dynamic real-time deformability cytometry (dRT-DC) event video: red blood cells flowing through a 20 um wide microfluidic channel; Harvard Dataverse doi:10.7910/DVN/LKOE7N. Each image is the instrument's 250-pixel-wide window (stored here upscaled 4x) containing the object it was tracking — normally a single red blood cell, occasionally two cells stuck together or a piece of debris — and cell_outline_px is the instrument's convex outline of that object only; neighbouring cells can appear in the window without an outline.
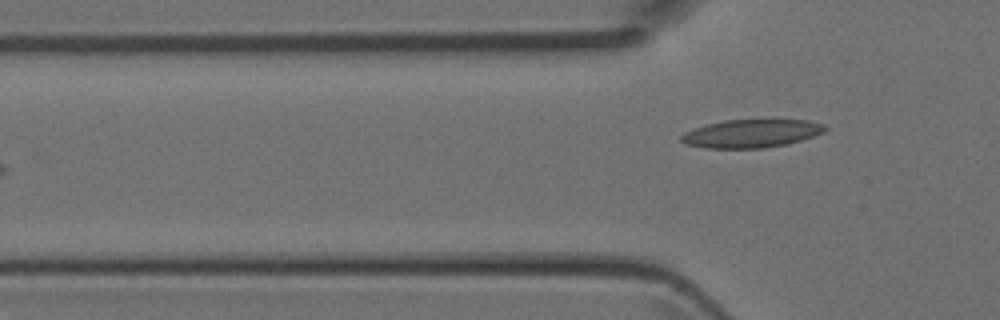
{"species": "Egyptian fruit bat (a non-hibernating species)", "species_latin": "Rousettus aegyptiacus", "temperature_condition": "room temperature", "stored_images_in_passage": 5, "camera_frame_rate_fps": 3000, "um_per_image_px": 0.085, "animal": {"sex": "female"}, "frame": {"image": 1, "passage_image": 5, "time_ms": 1.333, "image_size_px": [1000, 320], "cell_outline_px": [[828, 128], [824, 132], [800, 140], [784, 144], [764, 148], [704, 148], [684, 144], [680, 140], [680, 136], [684, 132], [708, 124], [724, 120], [772, 116], [808, 120], [824, 124]], "centroid_in_image_um": [63.91, 11.29], "position_along_channel_um": 61.9, "area_um2": 24.68}}